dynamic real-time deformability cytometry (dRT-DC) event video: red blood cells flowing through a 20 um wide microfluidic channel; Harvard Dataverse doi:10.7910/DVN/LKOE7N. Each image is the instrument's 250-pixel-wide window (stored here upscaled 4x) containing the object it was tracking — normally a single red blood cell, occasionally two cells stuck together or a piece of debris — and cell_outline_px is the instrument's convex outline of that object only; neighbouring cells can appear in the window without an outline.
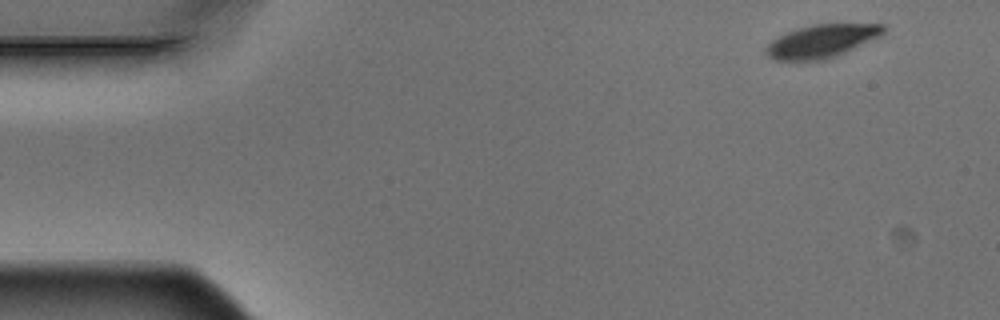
{"species": "Egyptian fruit bat (a non-hibernating species)", "species_latin": "Rousettus aegyptiacus", "temperature_condition": "warm", "stored_images_in_passage": 5, "camera_frame_rate_fps": 3000, "um_per_image_px": 0.085, "animal": {"sex": "male"}, "frame": {"image": 1, "passage_image": 1, "time_ms": 0.0, "image_size_px": [1000, 320], "cell_outline_px": [[884, 32], [880, 36], [836, 56], [824, 60], [776, 60], [768, 56], [764, 52], [764, 48], [772, 40], [788, 32], [812, 24], [884, 24]], "centroid_in_image_um": [69.82, 3.5], "position_along_channel_um": 15.2, "area_um2": 22.31}}
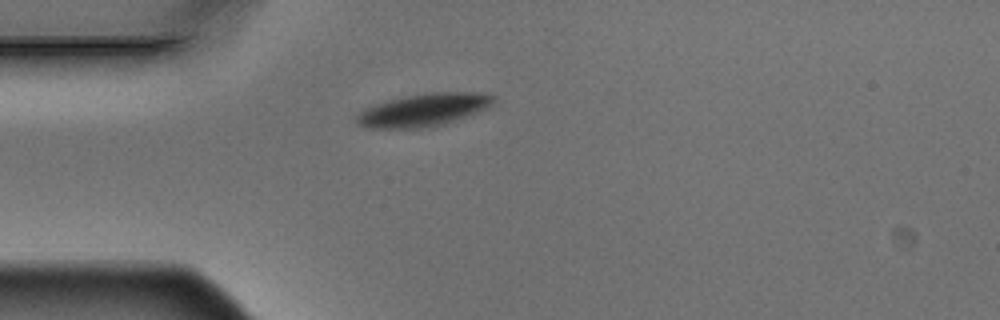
{"frame": {"image": 2, "passage_image": 4, "time_ms": 1.0, "image_size_px": [1000, 320], "cell_outline_px": [[496, 100], [492, 104], [476, 112], [444, 124], [424, 128], [364, 128], [356, 124], [356, 116], [364, 108], [388, 100], [424, 92], [484, 92], [496, 96]], "centroid_in_image_um": [35.99, 9.33], "position_along_channel_um": 49.0, "area_um2": 26.18}}